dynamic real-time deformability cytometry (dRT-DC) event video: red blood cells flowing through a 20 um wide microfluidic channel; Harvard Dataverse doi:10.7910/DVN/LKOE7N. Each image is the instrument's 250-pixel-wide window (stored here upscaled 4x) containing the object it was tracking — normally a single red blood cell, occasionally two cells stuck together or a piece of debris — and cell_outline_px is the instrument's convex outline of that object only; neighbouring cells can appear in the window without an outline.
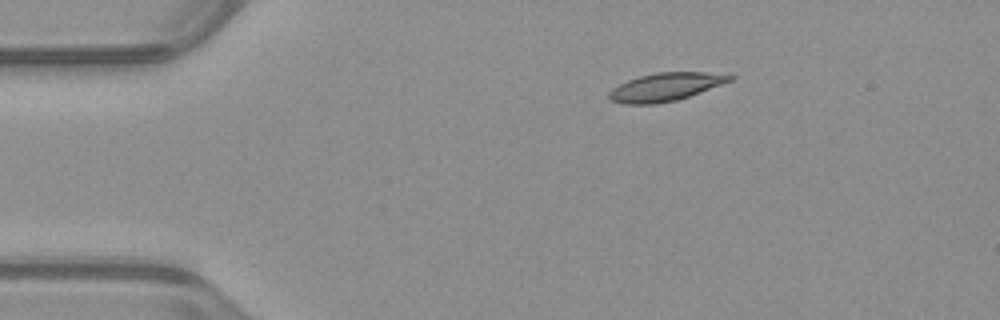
{"species": "common noctule bat (a hibernating species)", "species_latin": "Nyctalus noctula", "temperature_condition": "warm", "stored_images_in_passage": 44, "camera_frame_rate_fps": 3000, "um_per_image_px": 0.085, "animal": {"sex": "male", "body_mass_g": 23.1, "forearm_length_mm": 52.7}, "frame": {"image": 1, "passage_image": 1, "time_ms": 0.0, "image_size_px": [1000, 320], "cell_outline_px": [[736, 80], [676, 100], [656, 104], [620, 104], [612, 100], [608, 96], [608, 92], [612, 88], [628, 80], [640, 76], [656, 72], [704, 72], [736, 76]], "centroid_in_image_um": [56.59, 7.39], "position_along_channel_um": 28.4, "area_um2": 19.83}}
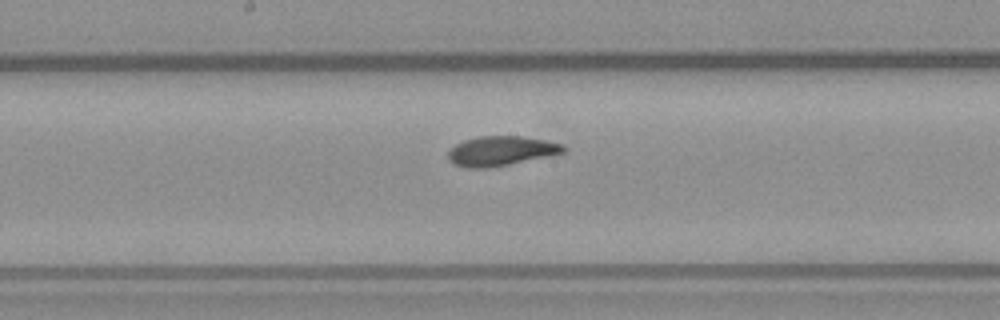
{"frame": {"image": 2, "passage_image": 19, "time_ms": 6.0, "image_size_px": [1000, 320], "cell_outline_px": [[568, 148], [564, 152], [548, 156], [508, 164], [484, 168], [468, 168], [452, 164], [448, 160], [448, 148], [464, 140], [480, 136], [520, 136], [544, 140], [564, 144]], "centroid_in_image_um": [42.55, 12.83], "position_along_channel_um": 205.6, "area_um2": 19.88}}
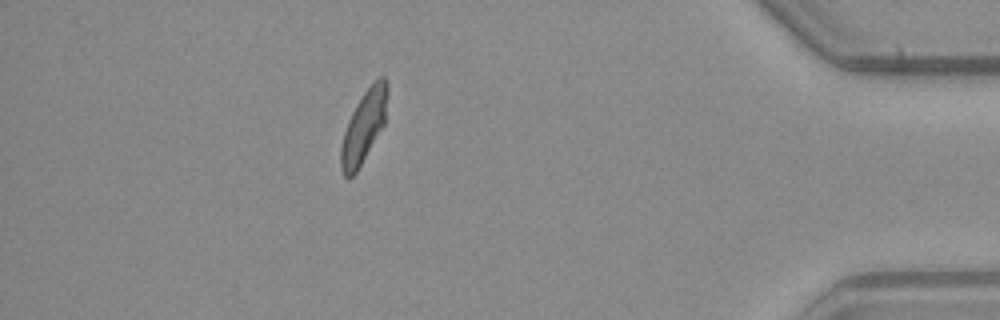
{"frame": {"image": 3, "passage_image": 38, "time_ms": 12.333, "image_size_px": [1000, 320], "cell_outline_px": [[388, 92], [384, 124], [356, 172], [348, 180], [344, 176], [340, 168], [340, 148], [344, 132], [348, 120], [356, 104], [364, 92], [380, 76], [384, 76], [388, 84]], "centroid_in_image_um": [30.9, 10.77], "position_along_channel_um": 404.3, "area_um2": 19.31}, "authors_computed_cell_mechanics": {"area_um2": 19.8832, "velocity_mm_per_s": 3.9418, "shape_relaxation_time_tau1_ms": 7.8308, "shape_relaxation_time_tau2_ms": 1.4948, "deformation_change_tau1": 0.2478, "deformation_change_tau2": 0.0735}}